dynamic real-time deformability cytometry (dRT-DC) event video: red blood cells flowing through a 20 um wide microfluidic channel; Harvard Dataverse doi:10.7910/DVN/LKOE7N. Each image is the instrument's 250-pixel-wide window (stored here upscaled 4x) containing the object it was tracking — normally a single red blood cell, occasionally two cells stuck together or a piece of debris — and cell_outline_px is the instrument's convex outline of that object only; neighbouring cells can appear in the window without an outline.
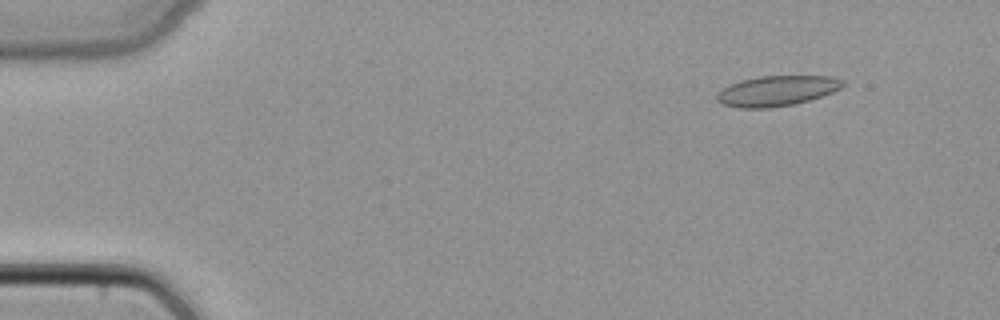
{"species": "common noctule bat (a hibernating species)", "species_latin": "Nyctalus noctula", "temperature_condition": "cold", "stored_images_in_passage": 48, "camera_frame_rate_fps": 3000, "um_per_image_px": 0.085, "animal": {"sex": "female", "body_mass_g": 22.7, "forearm_length_mm": 54.2}, "frame": {"image": 1, "passage_image": 6, "time_ms": 1.667, "image_size_px": [1000, 320], "cell_outline_px": [[844, 84], [840, 88], [832, 92], [796, 104], [768, 108], [740, 108], [720, 104], [716, 100], [716, 96], [724, 88], [740, 80], [760, 76], [832, 76], [844, 80]], "centroid_in_image_um": [66.03, 7.72], "position_along_channel_um": 19.0, "area_um2": 22.14}}
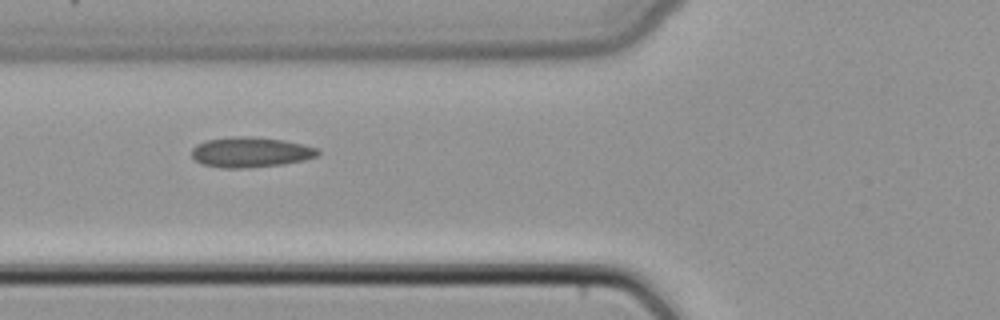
{"frame": {"image": 2, "passage_image": 19, "time_ms": 6.0, "image_size_px": [1000, 320], "cell_outline_px": [[320, 152], [316, 156], [304, 160], [284, 164], [248, 168], [220, 168], [204, 164], [196, 160], [192, 156], [192, 148], [196, 144], [204, 140], [244, 136], [284, 140], [304, 144], [316, 148]], "centroid_in_image_um": [21.3, 12.94], "position_along_channel_um": 104.5, "area_um2": 22.14}}
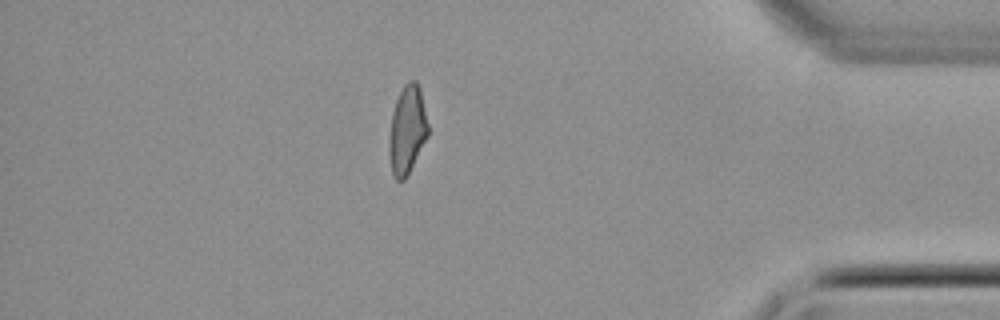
{"frame": {"image": 3, "passage_image": 42, "time_ms": 13.667, "image_size_px": [1000, 320], "cell_outline_px": [[428, 136], [404, 180], [396, 180], [392, 172], [388, 152], [388, 140], [392, 112], [396, 100], [404, 84], [408, 80], [416, 80], [420, 88], [428, 124]], "centroid_in_image_um": [34.59, 11.02], "position_along_channel_um": 400.6, "area_um2": 20.0}}